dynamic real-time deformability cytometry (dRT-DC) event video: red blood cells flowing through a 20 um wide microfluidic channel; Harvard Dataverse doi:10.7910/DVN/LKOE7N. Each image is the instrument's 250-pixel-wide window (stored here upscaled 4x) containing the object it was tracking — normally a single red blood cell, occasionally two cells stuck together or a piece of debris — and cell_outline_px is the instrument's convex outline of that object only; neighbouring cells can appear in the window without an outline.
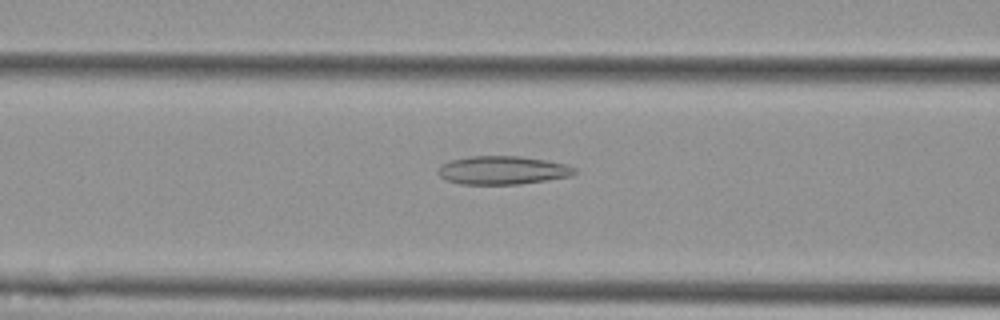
{"species": "Egyptian fruit bat (a non-hibernating species)", "species_latin": "Rousettus aegyptiacus", "temperature_condition": "cold", "stored_images_in_passage": 42, "camera_frame_rate_fps": 3000, "um_per_image_px": 0.085, "animal": {"sex": "female"}, "frame": {"image": 1, "passage_image": 9, "time_ms": 2.667, "image_size_px": [1000, 320], "cell_outline_px": [[576, 172], [572, 176], [548, 180], [520, 184], [460, 184], [448, 180], [440, 176], [436, 172], [440, 164], [452, 160], [472, 156], [520, 156], [568, 164], [576, 168]], "centroid_in_image_um": [42.74, 14.47], "position_along_channel_um": 123.9, "area_um2": 22.66}}
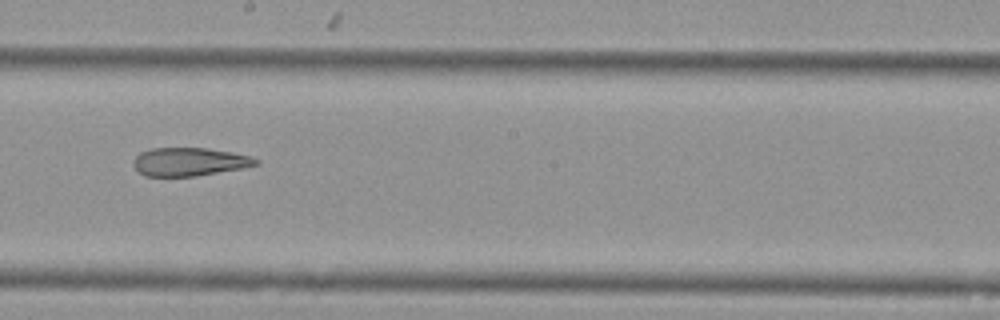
{"frame": {"image": 2, "passage_image": 18, "time_ms": 5.667, "image_size_px": [1000, 320], "cell_outline_px": [[260, 164], [240, 168], [196, 176], [144, 176], [132, 164], [132, 160], [140, 152], [152, 148], [208, 148], [232, 152], [252, 156], [260, 160]], "centroid_in_image_um": [16.1, 13.74], "position_along_channel_um": 232.1, "area_um2": 20.23}}
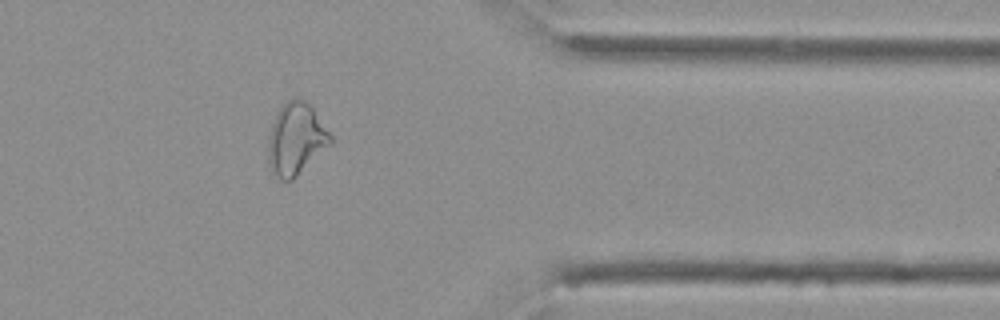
{"frame": {"image": 3, "passage_image": 32, "time_ms": 10.333, "image_size_px": [1000, 320], "cell_outline_px": [[332, 144], [292, 180], [280, 180], [272, 172], [268, 164], [268, 136], [276, 112], [292, 96], [300, 96], [312, 108], [332, 136]], "centroid_in_image_um": [25.14, 11.81], "position_along_channel_um": 386.3, "area_um2": 26.24}, "authors_computed_cell_mechanics": {"area_um2": 22.9466, "velocity_mm_per_s": 3.6164, "shape_relaxation_time_tau1_ms": null, "shape_relaxation_time_tau2_ms": 5.3869, "deformation_change_tau1": null, "deformation_change_tau2": 0.1665}}